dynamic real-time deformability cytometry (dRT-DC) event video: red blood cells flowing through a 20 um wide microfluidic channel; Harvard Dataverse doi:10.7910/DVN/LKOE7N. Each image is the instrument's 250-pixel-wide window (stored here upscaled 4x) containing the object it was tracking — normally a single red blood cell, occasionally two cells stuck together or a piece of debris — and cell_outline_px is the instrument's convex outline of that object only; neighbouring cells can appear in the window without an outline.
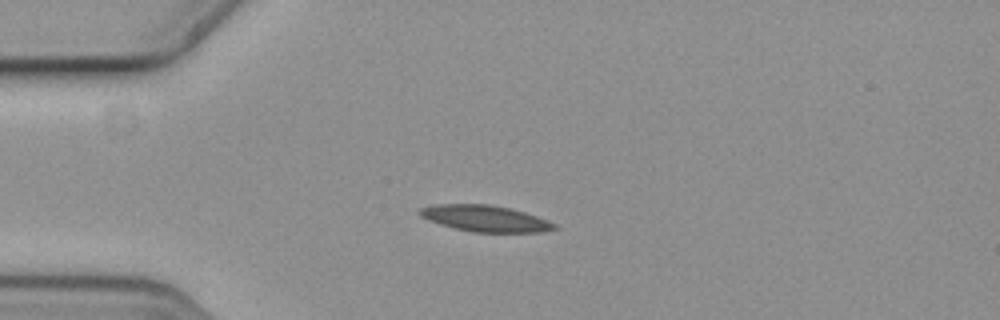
{"species": "common noctule bat (a hibernating species)", "species_latin": "Nyctalus noctula", "temperature_condition": "cold", "stored_images_in_passage": 6, "camera_frame_rate_fps": 3000, "um_per_image_px": 0.085, "animal": {"sex": "female", "body_mass_g": 19.3, "forearm_length_mm": 54.1}, "frame": {"image": 1, "passage_image": 3, "time_ms": 0.667, "image_size_px": [1000, 320], "cell_outline_px": [[560, 228], [540, 232], [472, 232], [440, 224], [428, 220], [420, 216], [416, 212], [420, 208], [432, 204], [492, 204], [524, 212], [548, 220], [556, 224]], "centroid_in_image_um": [41.22, 18.56], "position_along_channel_um": 43.8, "area_um2": 20.69}}
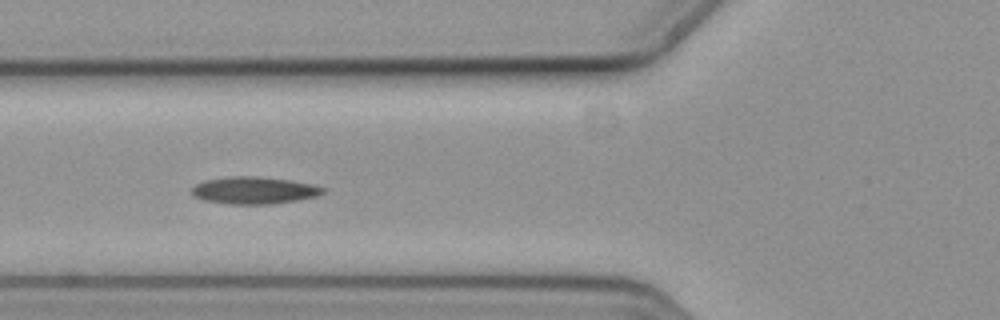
{"frame": {"image": 2, "passage_image": 5, "time_ms": 1.333, "image_size_px": [1000, 320], "cell_outline_px": [[324, 192], [316, 196], [296, 200], [272, 204], [228, 204], [204, 200], [192, 196], [192, 188], [196, 184], [204, 180], [232, 176], [256, 176], [292, 180], [312, 184], [324, 188]], "centroid_in_image_um": [21.57, 16.18], "position_along_channel_um": 104.2, "area_um2": 20.75}}
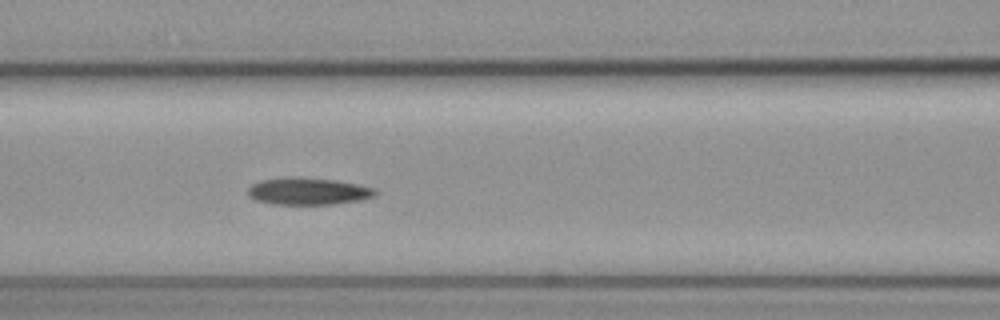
{"frame": {"image": 3, "passage_image": 6, "time_ms": 1.667, "image_size_px": [1000, 320], "cell_outline_px": [[380, 192], [364, 200], [332, 204], [272, 204], [256, 200], [248, 196], [248, 188], [252, 184], [264, 180], [288, 176], [296, 176], [336, 180], [376, 188]], "centroid_in_image_um": [26.22, 16.25], "position_along_channel_um": 140.4, "area_um2": 20.29}}